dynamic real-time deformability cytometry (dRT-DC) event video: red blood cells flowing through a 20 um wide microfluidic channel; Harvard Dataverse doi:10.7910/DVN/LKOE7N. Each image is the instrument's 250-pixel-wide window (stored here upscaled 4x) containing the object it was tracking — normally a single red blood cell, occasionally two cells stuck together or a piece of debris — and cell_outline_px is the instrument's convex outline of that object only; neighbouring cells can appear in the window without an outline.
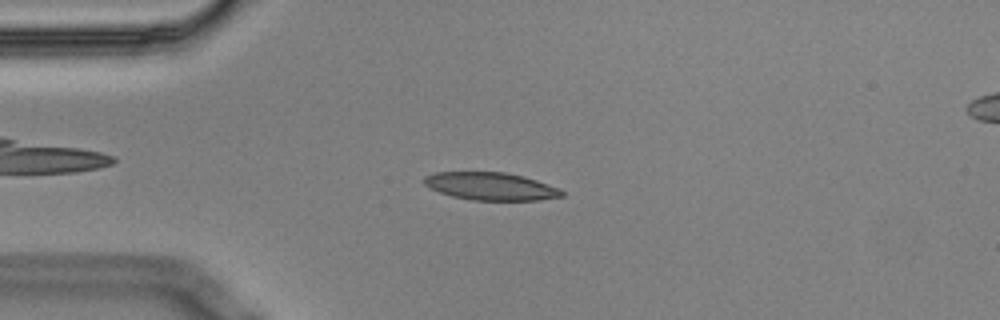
{"species": "Egyptian fruit bat (a non-hibernating species)", "species_latin": "Rousettus aegyptiacus", "temperature_condition": "cold", "stored_images_in_passage": 8, "camera_frame_rate_fps": 3000, "um_per_image_px": 0.085, "animal": {"sex": "male"}, "frame": {"image": 1, "passage_image": 3, "time_ms": 0.667, "image_size_px": [1000, 320], "cell_outline_px": [[564, 196], [540, 200], [472, 200], [452, 196], [428, 188], [420, 180], [424, 176], [436, 172], [504, 172], [524, 176], [560, 188], [564, 192]], "centroid_in_image_um": [41.69, 15.83], "position_along_channel_um": 43.3, "area_um2": 22.43}}
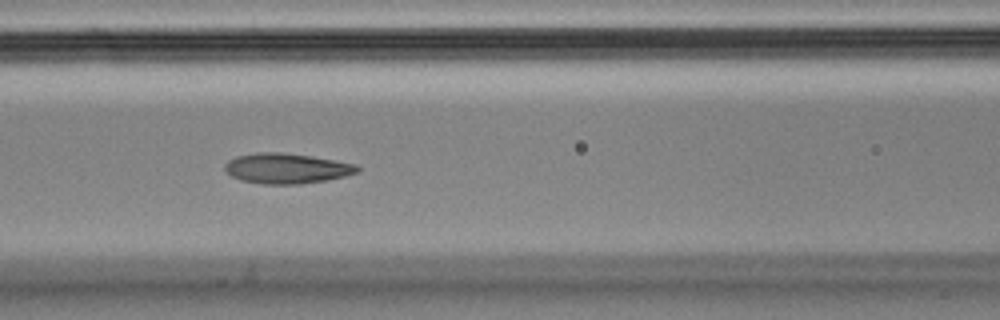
{"frame": {"image": 2, "passage_image": 6, "time_ms": 1.667, "image_size_px": [1000, 320], "cell_outline_px": [[360, 172], [328, 180], [300, 184], [264, 184], [240, 180], [232, 176], [224, 168], [224, 164], [228, 160], [236, 156], [256, 152], [284, 152], [312, 156], [356, 164], [360, 168]], "centroid_in_image_um": [24.37, 14.31], "position_along_channel_um": 142.2, "area_um2": 23.52}}
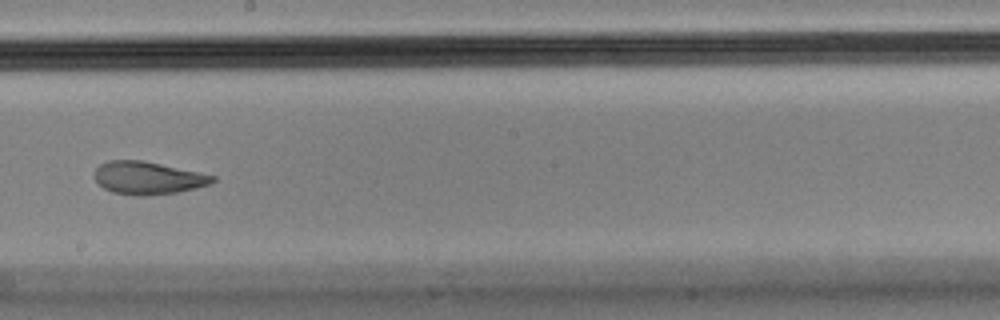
{"frame": {"image": 3, "passage_image": 8, "time_ms": 2.333, "image_size_px": [1000, 320], "cell_outline_px": [[216, 180], [212, 184], [196, 188], [176, 192], [148, 196], [136, 196], [112, 192], [104, 188], [92, 176], [96, 168], [100, 164], [108, 160], [140, 160], [200, 172], [216, 176]], "centroid_in_image_um": [12.57, 15.13], "position_along_channel_um": 235.6, "area_um2": 22.66}}